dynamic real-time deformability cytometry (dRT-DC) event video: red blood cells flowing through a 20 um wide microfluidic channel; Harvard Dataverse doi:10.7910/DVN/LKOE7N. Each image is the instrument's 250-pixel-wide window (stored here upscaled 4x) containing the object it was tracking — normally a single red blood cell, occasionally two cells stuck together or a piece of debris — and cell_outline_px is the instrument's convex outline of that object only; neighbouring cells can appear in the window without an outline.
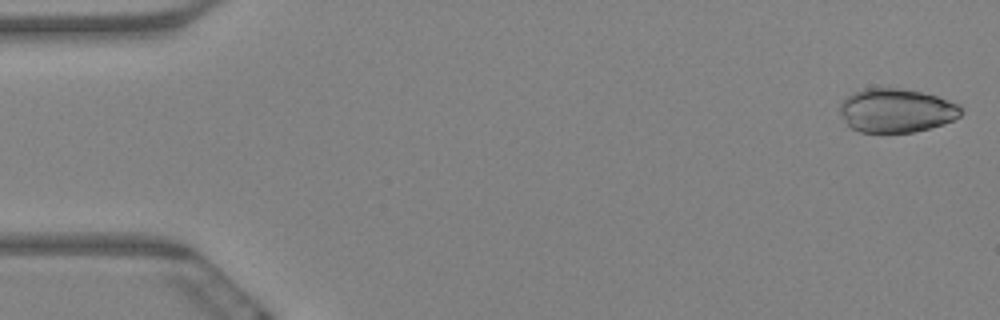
{"species": "Egyptian fruit bat (a non-hibernating species)", "species_latin": "Rousettus aegyptiacus", "temperature_condition": "warm", "stored_images_in_passage": 8, "camera_frame_rate_fps": 3000, "um_per_image_px": 0.085, "animal": {"sex": "female"}, "frame": {"image": 1, "passage_image": 1, "time_ms": 0.0, "image_size_px": [1000, 320], "cell_outline_px": [[960, 116], [944, 124], [912, 132], [860, 132], [852, 128], [844, 120], [840, 112], [840, 104], [848, 96], [864, 88], [896, 88], [920, 92], [936, 96], [960, 104]], "centroid_in_image_um": [76.18, 9.4], "position_along_channel_um": 8.8, "area_um2": 30.52}}
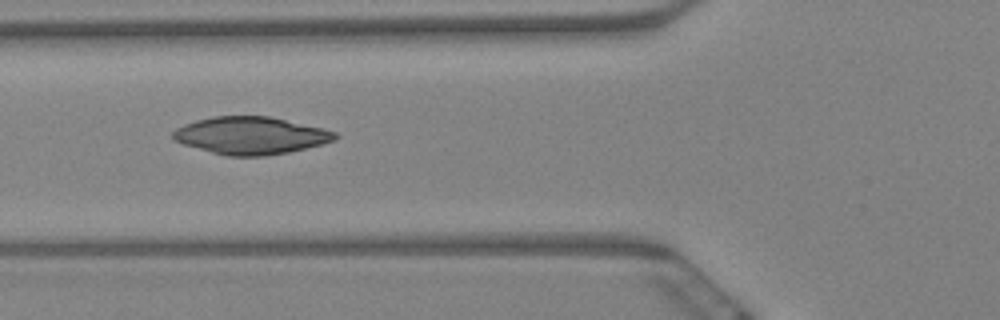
{"frame": {"image": 2, "passage_image": 7, "time_ms": 2.0, "image_size_px": [1000, 320], "cell_outline_px": [[340, 136], [336, 140], [288, 152], [264, 156], [228, 156], [212, 152], [184, 144], [172, 140], [172, 132], [176, 128], [184, 124], [196, 120], [212, 116], [268, 116], [324, 128], [336, 132]], "centroid_in_image_um": [21.31, 11.51], "position_along_channel_um": 104.5, "area_um2": 35.26}}
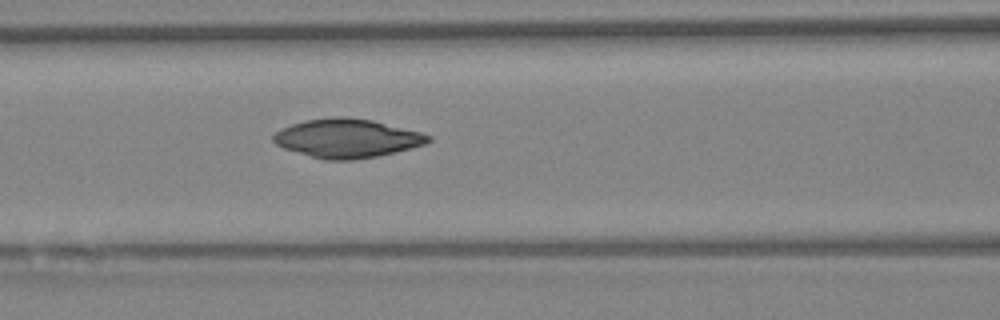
{"frame": {"image": 3, "passage_image": 8, "time_ms": 2.333, "image_size_px": [1000, 320], "cell_outline_px": [[432, 140], [424, 144], [376, 156], [352, 160], [324, 160], [284, 148], [276, 144], [272, 140], [272, 136], [280, 128], [304, 120], [336, 116], [348, 116], [372, 120], [420, 132], [432, 136]], "centroid_in_image_um": [29.46, 11.74], "position_along_channel_um": 137.1, "area_um2": 34.8}}